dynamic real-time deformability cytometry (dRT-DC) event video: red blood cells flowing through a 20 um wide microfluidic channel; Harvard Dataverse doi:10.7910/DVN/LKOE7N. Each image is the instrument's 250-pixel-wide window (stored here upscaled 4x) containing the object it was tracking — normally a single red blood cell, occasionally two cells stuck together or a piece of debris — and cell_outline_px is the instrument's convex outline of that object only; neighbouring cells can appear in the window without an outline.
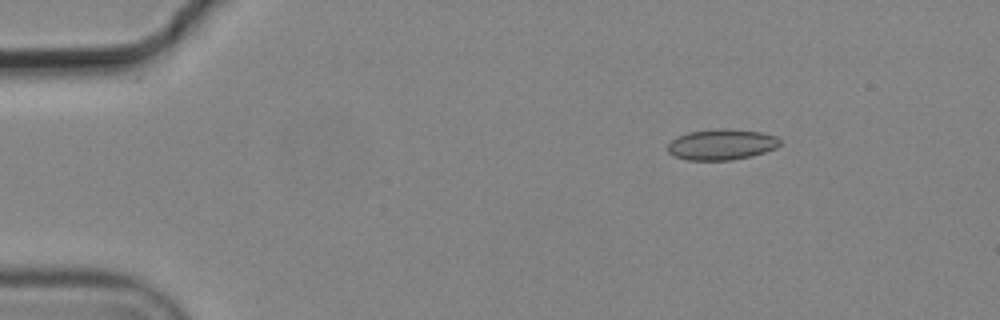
{"species": "common noctule bat (a hibernating species)", "species_latin": "Nyctalus noctula", "temperature_condition": "cold", "stored_images_in_passage": 4, "camera_frame_rate_fps": 3000, "um_per_image_px": 0.085, "animal": {"sex": "male", "body_mass_g": 19.2, "forearm_length_mm": 51.8}, "frame": {"image": 1, "passage_image": 4, "time_ms": 1.0, "image_size_px": [1000, 320], "cell_outline_px": [[780, 144], [776, 148], [764, 152], [732, 160], [688, 160], [676, 156], [668, 152], [668, 144], [672, 140], [688, 132], [716, 128], [724, 128], [760, 132], [776, 136], [780, 140]], "centroid_in_image_um": [61.34, 12.27], "position_along_channel_um": 23.7, "area_um2": 19.94}}